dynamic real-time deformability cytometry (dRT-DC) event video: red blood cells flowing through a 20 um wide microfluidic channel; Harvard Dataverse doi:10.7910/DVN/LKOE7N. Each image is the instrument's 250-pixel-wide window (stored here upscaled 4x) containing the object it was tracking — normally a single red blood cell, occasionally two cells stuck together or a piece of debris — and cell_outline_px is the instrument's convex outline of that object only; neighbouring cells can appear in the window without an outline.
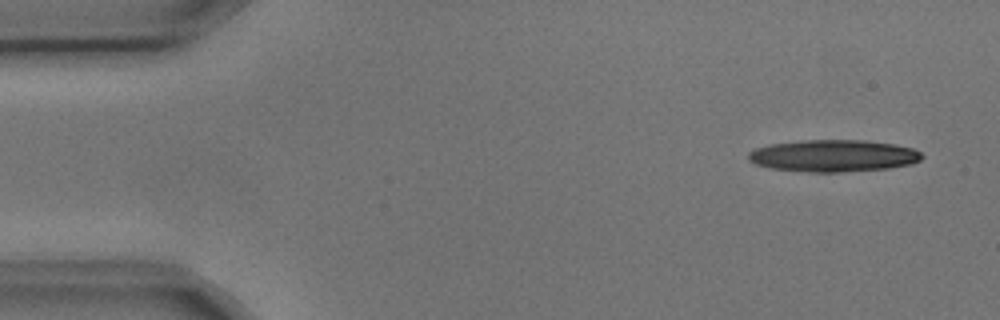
{"species": "common noctule bat (a hibernating species)", "species_latin": "Nyctalus noctula", "temperature_condition": "cold", "stored_images_in_passage": 3, "camera_frame_rate_fps": 3000, "um_per_image_px": 0.085, "animal": {"sex": "male", "body_mass_g": 17.9, "forearm_length_mm": 54.2}, "frame": {"image": 1, "passage_image": 1, "time_ms": 0.0, "image_size_px": [1000, 320], "cell_outline_px": [[924, 156], [920, 160], [912, 164], [888, 168], [840, 172], [808, 172], [768, 168], [756, 164], [748, 160], [748, 152], [756, 148], [768, 144], [804, 140], [864, 140], [896, 144], [912, 148], [920, 152]], "centroid_in_image_um": [70.82, 13.24], "position_along_channel_um": 14.2, "area_um2": 32.54}}